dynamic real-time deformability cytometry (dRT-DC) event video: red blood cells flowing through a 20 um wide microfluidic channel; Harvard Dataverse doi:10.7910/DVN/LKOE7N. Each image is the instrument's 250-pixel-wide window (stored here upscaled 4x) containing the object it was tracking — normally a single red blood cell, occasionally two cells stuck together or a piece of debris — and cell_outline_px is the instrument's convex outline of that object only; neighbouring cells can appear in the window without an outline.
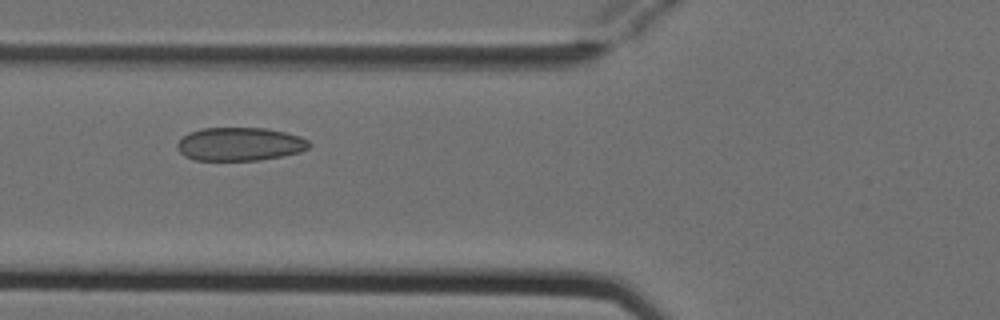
{"species": "Egyptian fruit bat (a non-hibernating species)", "species_latin": "Rousettus aegyptiacus", "temperature_condition": "cold", "stored_images_in_passage": 7, "camera_frame_rate_fps": 3000, "um_per_image_px": 0.085, "animal": {"sex": "female"}, "frame": {"image": 1, "passage_image": 6, "time_ms": 1.667, "image_size_px": [1000, 320], "cell_outline_px": [[312, 144], [308, 148], [300, 152], [260, 160], [192, 160], [184, 156], [176, 148], [176, 144], [188, 132], [200, 128], [264, 128], [284, 132], [300, 136], [308, 140]], "centroid_in_image_um": [20.36, 12.25], "position_along_channel_um": 105.4, "area_um2": 25.72}}
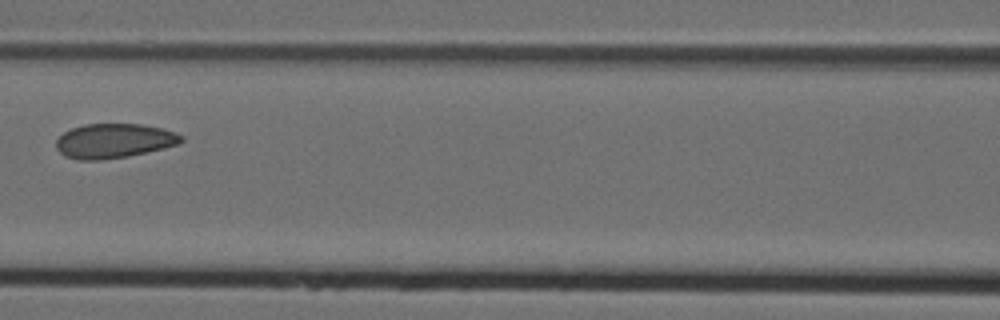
{"frame": {"image": 2, "passage_image": 7, "time_ms": 2.0, "image_size_px": [1000, 320], "cell_outline_px": [[184, 140], [180, 144], [164, 148], [128, 156], [100, 160], [76, 160], [64, 156], [56, 148], [56, 140], [64, 132], [72, 128], [84, 124], [140, 124], [160, 128], [176, 132], [184, 136]], "centroid_in_image_um": [9.69, 11.98], "position_along_channel_um": 156.9, "area_um2": 25.26}}